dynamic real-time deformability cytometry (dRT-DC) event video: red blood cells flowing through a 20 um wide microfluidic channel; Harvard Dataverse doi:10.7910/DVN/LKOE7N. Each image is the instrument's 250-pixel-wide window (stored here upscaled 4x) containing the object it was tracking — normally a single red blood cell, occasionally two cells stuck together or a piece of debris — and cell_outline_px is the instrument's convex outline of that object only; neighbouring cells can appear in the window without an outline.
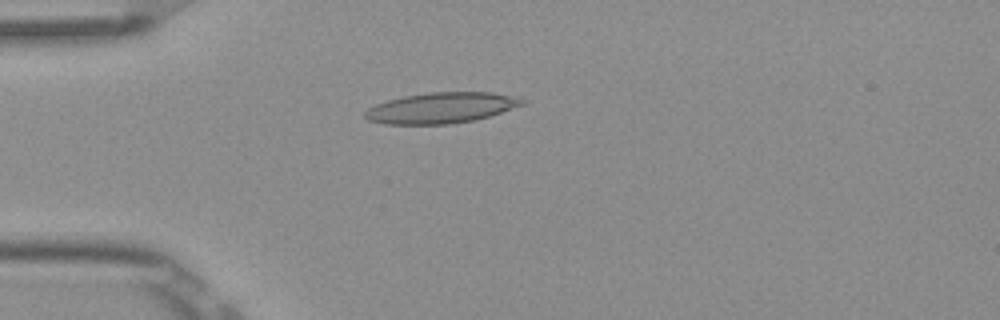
{"species": "Egyptian fruit bat (a non-hibernating species)", "species_latin": "Rousettus aegyptiacus", "temperature_condition": "room temperature", "stored_images_in_passage": 5, "camera_frame_rate_fps": 3000, "um_per_image_px": 0.085, "frame": {"image": 1, "passage_image": 4, "time_ms": 1.0, "image_size_px": [1000, 320], "cell_outline_px": [[528, 104], [488, 116], [472, 120], [448, 124], [384, 124], [368, 120], [364, 116], [364, 112], [368, 108], [376, 104], [388, 100], [404, 96], [428, 92], [492, 92], [528, 100]], "centroid_in_image_um": [37.52, 9.16], "position_along_channel_um": 47.5, "area_um2": 28.15}}